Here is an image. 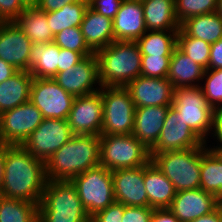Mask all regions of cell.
I'll return each mask as SVG.
<instances>
[{
    "label": "cell",
    "instance_id": "obj_1",
    "mask_svg": "<svg viewBox=\"0 0 222 222\" xmlns=\"http://www.w3.org/2000/svg\"><path fill=\"white\" fill-rule=\"evenodd\" d=\"M46 181L43 160L34 157L22 145H5L0 196L39 205Z\"/></svg>",
    "mask_w": 222,
    "mask_h": 222
},
{
    "label": "cell",
    "instance_id": "obj_2",
    "mask_svg": "<svg viewBox=\"0 0 222 222\" xmlns=\"http://www.w3.org/2000/svg\"><path fill=\"white\" fill-rule=\"evenodd\" d=\"M100 165V135L73 137L45 162L47 180L72 181L88 169Z\"/></svg>",
    "mask_w": 222,
    "mask_h": 222
},
{
    "label": "cell",
    "instance_id": "obj_3",
    "mask_svg": "<svg viewBox=\"0 0 222 222\" xmlns=\"http://www.w3.org/2000/svg\"><path fill=\"white\" fill-rule=\"evenodd\" d=\"M95 55L101 86L125 87L141 75L142 54L135 41H114Z\"/></svg>",
    "mask_w": 222,
    "mask_h": 222
},
{
    "label": "cell",
    "instance_id": "obj_4",
    "mask_svg": "<svg viewBox=\"0 0 222 222\" xmlns=\"http://www.w3.org/2000/svg\"><path fill=\"white\" fill-rule=\"evenodd\" d=\"M90 218L71 181H46L38 222H90Z\"/></svg>",
    "mask_w": 222,
    "mask_h": 222
},
{
    "label": "cell",
    "instance_id": "obj_5",
    "mask_svg": "<svg viewBox=\"0 0 222 222\" xmlns=\"http://www.w3.org/2000/svg\"><path fill=\"white\" fill-rule=\"evenodd\" d=\"M150 155L176 192L200 188L201 147Z\"/></svg>",
    "mask_w": 222,
    "mask_h": 222
},
{
    "label": "cell",
    "instance_id": "obj_6",
    "mask_svg": "<svg viewBox=\"0 0 222 222\" xmlns=\"http://www.w3.org/2000/svg\"><path fill=\"white\" fill-rule=\"evenodd\" d=\"M150 161V150L132 134L100 135V165L108 170L135 168Z\"/></svg>",
    "mask_w": 222,
    "mask_h": 222
},
{
    "label": "cell",
    "instance_id": "obj_7",
    "mask_svg": "<svg viewBox=\"0 0 222 222\" xmlns=\"http://www.w3.org/2000/svg\"><path fill=\"white\" fill-rule=\"evenodd\" d=\"M172 106L185 123L206 143L213 131L214 108L201 86L175 88Z\"/></svg>",
    "mask_w": 222,
    "mask_h": 222
},
{
    "label": "cell",
    "instance_id": "obj_8",
    "mask_svg": "<svg viewBox=\"0 0 222 222\" xmlns=\"http://www.w3.org/2000/svg\"><path fill=\"white\" fill-rule=\"evenodd\" d=\"M103 124L101 135H128L134 128L135 105L125 87L101 86Z\"/></svg>",
    "mask_w": 222,
    "mask_h": 222
},
{
    "label": "cell",
    "instance_id": "obj_9",
    "mask_svg": "<svg viewBox=\"0 0 222 222\" xmlns=\"http://www.w3.org/2000/svg\"><path fill=\"white\" fill-rule=\"evenodd\" d=\"M87 214L92 217L115 202L111 170L98 165L71 181Z\"/></svg>",
    "mask_w": 222,
    "mask_h": 222
},
{
    "label": "cell",
    "instance_id": "obj_10",
    "mask_svg": "<svg viewBox=\"0 0 222 222\" xmlns=\"http://www.w3.org/2000/svg\"><path fill=\"white\" fill-rule=\"evenodd\" d=\"M74 99L53 78L34 77L29 101L41 111L43 118L66 120Z\"/></svg>",
    "mask_w": 222,
    "mask_h": 222
},
{
    "label": "cell",
    "instance_id": "obj_11",
    "mask_svg": "<svg viewBox=\"0 0 222 222\" xmlns=\"http://www.w3.org/2000/svg\"><path fill=\"white\" fill-rule=\"evenodd\" d=\"M41 111L30 101L0 115V140L4 145H22L42 123Z\"/></svg>",
    "mask_w": 222,
    "mask_h": 222
},
{
    "label": "cell",
    "instance_id": "obj_12",
    "mask_svg": "<svg viewBox=\"0 0 222 222\" xmlns=\"http://www.w3.org/2000/svg\"><path fill=\"white\" fill-rule=\"evenodd\" d=\"M73 135L66 120L44 118L22 146L34 157L46 162Z\"/></svg>",
    "mask_w": 222,
    "mask_h": 222
},
{
    "label": "cell",
    "instance_id": "obj_13",
    "mask_svg": "<svg viewBox=\"0 0 222 222\" xmlns=\"http://www.w3.org/2000/svg\"><path fill=\"white\" fill-rule=\"evenodd\" d=\"M205 143L179 116V112L170 106L166 113L163 128L150 153L185 150L201 147Z\"/></svg>",
    "mask_w": 222,
    "mask_h": 222
},
{
    "label": "cell",
    "instance_id": "obj_14",
    "mask_svg": "<svg viewBox=\"0 0 222 222\" xmlns=\"http://www.w3.org/2000/svg\"><path fill=\"white\" fill-rule=\"evenodd\" d=\"M66 121L74 135H101L103 124L101 91L75 97Z\"/></svg>",
    "mask_w": 222,
    "mask_h": 222
},
{
    "label": "cell",
    "instance_id": "obj_15",
    "mask_svg": "<svg viewBox=\"0 0 222 222\" xmlns=\"http://www.w3.org/2000/svg\"><path fill=\"white\" fill-rule=\"evenodd\" d=\"M53 79L59 86L74 97L98 92L101 89V84L99 81L98 61L95 53L86 56L82 61L66 71L58 72ZM95 84H98L100 88H94V86H96Z\"/></svg>",
    "mask_w": 222,
    "mask_h": 222
},
{
    "label": "cell",
    "instance_id": "obj_16",
    "mask_svg": "<svg viewBox=\"0 0 222 222\" xmlns=\"http://www.w3.org/2000/svg\"><path fill=\"white\" fill-rule=\"evenodd\" d=\"M125 88L131 95L135 108L145 106H172L173 84L167 78H152L140 75Z\"/></svg>",
    "mask_w": 222,
    "mask_h": 222
},
{
    "label": "cell",
    "instance_id": "obj_17",
    "mask_svg": "<svg viewBox=\"0 0 222 222\" xmlns=\"http://www.w3.org/2000/svg\"><path fill=\"white\" fill-rule=\"evenodd\" d=\"M33 42L18 24L0 22V59L18 71H29V58Z\"/></svg>",
    "mask_w": 222,
    "mask_h": 222
},
{
    "label": "cell",
    "instance_id": "obj_18",
    "mask_svg": "<svg viewBox=\"0 0 222 222\" xmlns=\"http://www.w3.org/2000/svg\"><path fill=\"white\" fill-rule=\"evenodd\" d=\"M115 202L125 206L149 207L144 184V165L111 171Z\"/></svg>",
    "mask_w": 222,
    "mask_h": 222
},
{
    "label": "cell",
    "instance_id": "obj_19",
    "mask_svg": "<svg viewBox=\"0 0 222 222\" xmlns=\"http://www.w3.org/2000/svg\"><path fill=\"white\" fill-rule=\"evenodd\" d=\"M222 201L201 188L176 192L168 208L180 222H190L216 210Z\"/></svg>",
    "mask_w": 222,
    "mask_h": 222
},
{
    "label": "cell",
    "instance_id": "obj_20",
    "mask_svg": "<svg viewBox=\"0 0 222 222\" xmlns=\"http://www.w3.org/2000/svg\"><path fill=\"white\" fill-rule=\"evenodd\" d=\"M112 22L115 41H136L147 32L141 1L123 0Z\"/></svg>",
    "mask_w": 222,
    "mask_h": 222
},
{
    "label": "cell",
    "instance_id": "obj_21",
    "mask_svg": "<svg viewBox=\"0 0 222 222\" xmlns=\"http://www.w3.org/2000/svg\"><path fill=\"white\" fill-rule=\"evenodd\" d=\"M170 106H145L135 108L132 135L149 150L156 144Z\"/></svg>",
    "mask_w": 222,
    "mask_h": 222
},
{
    "label": "cell",
    "instance_id": "obj_22",
    "mask_svg": "<svg viewBox=\"0 0 222 222\" xmlns=\"http://www.w3.org/2000/svg\"><path fill=\"white\" fill-rule=\"evenodd\" d=\"M144 184L150 208L164 209L170 207L176 196V189L152 161L144 165Z\"/></svg>",
    "mask_w": 222,
    "mask_h": 222
},
{
    "label": "cell",
    "instance_id": "obj_23",
    "mask_svg": "<svg viewBox=\"0 0 222 222\" xmlns=\"http://www.w3.org/2000/svg\"><path fill=\"white\" fill-rule=\"evenodd\" d=\"M88 47L95 53L114 42L112 19L87 8L80 25Z\"/></svg>",
    "mask_w": 222,
    "mask_h": 222
},
{
    "label": "cell",
    "instance_id": "obj_24",
    "mask_svg": "<svg viewBox=\"0 0 222 222\" xmlns=\"http://www.w3.org/2000/svg\"><path fill=\"white\" fill-rule=\"evenodd\" d=\"M144 22L147 31H179L175 0H143Z\"/></svg>",
    "mask_w": 222,
    "mask_h": 222
},
{
    "label": "cell",
    "instance_id": "obj_25",
    "mask_svg": "<svg viewBox=\"0 0 222 222\" xmlns=\"http://www.w3.org/2000/svg\"><path fill=\"white\" fill-rule=\"evenodd\" d=\"M200 188L222 201V154L206 144L201 146Z\"/></svg>",
    "mask_w": 222,
    "mask_h": 222
},
{
    "label": "cell",
    "instance_id": "obj_26",
    "mask_svg": "<svg viewBox=\"0 0 222 222\" xmlns=\"http://www.w3.org/2000/svg\"><path fill=\"white\" fill-rule=\"evenodd\" d=\"M33 79L29 71H18L11 78L0 83V115L29 102Z\"/></svg>",
    "mask_w": 222,
    "mask_h": 222
},
{
    "label": "cell",
    "instance_id": "obj_27",
    "mask_svg": "<svg viewBox=\"0 0 222 222\" xmlns=\"http://www.w3.org/2000/svg\"><path fill=\"white\" fill-rule=\"evenodd\" d=\"M204 72L202 66L186 56L178 47L174 49L167 75L174 88L199 86V80H202Z\"/></svg>",
    "mask_w": 222,
    "mask_h": 222
},
{
    "label": "cell",
    "instance_id": "obj_28",
    "mask_svg": "<svg viewBox=\"0 0 222 222\" xmlns=\"http://www.w3.org/2000/svg\"><path fill=\"white\" fill-rule=\"evenodd\" d=\"M59 47L54 43L32 44L29 72L35 78H53L58 73Z\"/></svg>",
    "mask_w": 222,
    "mask_h": 222
},
{
    "label": "cell",
    "instance_id": "obj_29",
    "mask_svg": "<svg viewBox=\"0 0 222 222\" xmlns=\"http://www.w3.org/2000/svg\"><path fill=\"white\" fill-rule=\"evenodd\" d=\"M14 22L34 44L52 43L54 40L48 26L47 12L37 7H26Z\"/></svg>",
    "mask_w": 222,
    "mask_h": 222
},
{
    "label": "cell",
    "instance_id": "obj_30",
    "mask_svg": "<svg viewBox=\"0 0 222 222\" xmlns=\"http://www.w3.org/2000/svg\"><path fill=\"white\" fill-rule=\"evenodd\" d=\"M180 28L189 37L212 44L222 38V17L217 12L197 15L185 20Z\"/></svg>",
    "mask_w": 222,
    "mask_h": 222
},
{
    "label": "cell",
    "instance_id": "obj_31",
    "mask_svg": "<svg viewBox=\"0 0 222 222\" xmlns=\"http://www.w3.org/2000/svg\"><path fill=\"white\" fill-rule=\"evenodd\" d=\"M178 31H147L137 39L140 53L151 56H172L177 47Z\"/></svg>",
    "mask_w": 222,
    "mask_h": 222
},
{
    "label": "cell",
    "instance_id": "obj_32",
    "mask_svg": "<svg viewBox=\"0 0 222 222\" xmlns=\"http://www.w3.org/2000/svg\"><path fill=\"white\" fill-rule=\"evenodd\" d=\"M88 8V0L66 4L61 9L47 12V21L50 30L55 36L66 28L80 27L85 11Z\"/></svg>",
    "mask_w": 222,
    "mask_h": 222
},
{
    "label": "cell",
    "instance_id": "obj_33",
    "mask_svg": "<svg viewBox=\"0 0 222 222\" xmlns=\"http://www.w3.org/2000/svg\"><path fill=\"white\" fill-rule=\"evenodd\" d=\"M0 222H38V204L0 196Z\"/></svg>",
    "mask_w": 222,
    "mask_h": 222
},
{
    "label": "cell",
    "instance_id": "obj_34",
    "mask_svg": "<svg viewBox=\"0 0 222 222\" xmlns=\"http://www.w3.org/2000/svg\"><path fill=\"white\" fill-rule=\"evenodd\" d=\"M177 47L205 70L209 69L211 44L194 37H189L180 28L177 34Z\"/></svg>",
    "mask_w": 222,
    "mask_h": 222
},
{
    "label": "cell",
    "instance_id": "obj_35",
    "mask_svg": "<svg viewBox=\"0 0 222 222\" xmlns=\"http://www.w3.org/2000/svg\"><path fill=\"white\" fill-rule=\"evenodd\" d=\"M218 0H175V13L181 25L185 20L197 15L216 12Z\"/></svg>",
    "mask_w": 222,
    "mask_h": 222
},
{
    "label": "cell",
    "instance_id": "obj_36",
    "mask_svg": "<svg viewBox=\"0 0 222 222\" xmlns=\"http://www.w3.org/2000/svg\"><path fill=\"white\" fill-rule=\"evenodd\" d=\"M53 42L60 48L79 53H94L85 42L80 27H71L62 30L54 36Z\"/></svg>",
    "mask_w": 222,
    "mask_h": 222
},
{
    "label": "cell",
    "instance_id": "obj_37",
    "mask_svg": "<svg viewBox=\"0 0 222 222\" xmlns=\"http://www.w3.org/2000/svg\"><path fill=\"white\" fill-rule=\"evenodd\" d=\"M207 77V78H206ZM201 90L213 108L222 106V69H206Z\"/></svg>",
    "mask_w": 222,
    "mask_h": 222
},
{
    "label": "cell",
    "instance_id": "obj_38",
    "mask_svg": "<svg viewBox=\"0 0 222 222\" xmlns=\"http://www.w3.org/2000/svg\"><path fill=\"white\" fill-rule=\"evenodd\" d=\"M171 56L142 55L141 75L152 78H167Z\"/></svg>",
    "mask_w": 222,
    "mask_h": 222
},
{
    "label": "cell",
    "instance_id": "obj_39",
    "mask_svg": "<svg viewBox=\"0 0 222 222\" xmlns=\"http://www.w3.org/2000/svg\"><path fill=\"white\" fill-rule=\"evenodd\" d=\"M124 205L114 202L106 209L98 211L90 218V222H122Z\"/></svg>",
    "mask_w": 222,
    "mask_h": 222
},
{
    "label": "cell",
    "instance_id": "obj_40",
    "mask_svg": "<svg viewBox=\"0 0 222 222\" xmlns=\"http://www.w3.org/2000/svg\"><path fill=\"white\" fill-rule=\"evenodd\" d=\"M26 9L20 0H0V22H13Z\"/></svg>",
    "mask_w": 222,
    "mask_h": 222
},
{
    "label": "cell",
    "instance_id": "obj_41",
    "mask_svg": "<svg viewBox=\"0 0 222 222\" xmlns=\"http://www.w3.org/2000/svg\"><path fill=\"white\" fill-rule=\"evenodd\" d=\"M123 0H88V7L113 20Z\"/></svg>",
    "mask_w": 222,
    "mask_h": 222
},
{
    "label": "cell",
    "instance_id": "obj_42",
    "mask_svg": "<svg viewBox=\"0 0 222 222\" xmlns=\"http://www.w3.org/2000/svg\"><path fill=\"white\" fill-rule=\"evenodd\" d=\"M154 209L150 207H133L124 205L122 222H151Z\"/></svg>",
    "mask_w": 222,
    "mask_h": 222
},
{
    "label": "cell",
    "instance_id": "obj_43",
    "mask_svg": "<svg viewBox=\"0 0 222 222\" xmlns=\"http://www.w3.org/2000/svg\"><path fill=\"white\" fill-rule=\"evenodd\" d=\"M94 53H79L73 50H68L59 47V65L58 72L66 71L75 64L82 61L86 56Z\"/></svg>",
    "mask_w": 222,
    "mask_h": 222
},
{
    "label": "cell",
    "instance_id": "obj_44",
    "mask_svg": "<svg viewBox=\"0 0 222 222\" xmlns=\"http://www.w3.org/2000/svg\"><path fill=\"white\" fill-rule=\"evenodd\" d=\"M209 69H222V38L211 44Z\"/></svg>",
    "mask_w": 222,
    "mask_h": 222
},
{
    "label": "cell",
    "instance_id": "obj_45",
    "mask_svg": "<svg viewBox=\"0 0 222 222\" xmlns=\"http://www.w3.org/2000/svg\"><path fill=\"white\" fill-rule=\"evenodd\" d=\"M81 0H38L36 7L44 12H53L61 9L66 4L76 3Z\"/></svg>",
    "mask_w": 222,
    "mask_h": 222
},
{
    "label": "cell",
    "instance_id": "obj_46",
    "mask_svg": "<svg viewBox=\"0 0 222 222\" xmlns=\"http://www.w3.org/2000/svg\"><path fill=\"white\" fill-rule=\"evenodd\" d=\"M151 222H180L168 209H154Z\"/></svg>",
    "mask_w": 222,
    "mask_h": 222
},
{
    "label": "cell",
    "instance_id": "obj_47",
    "mask_svg": "<svg viewBox=\"0 0 222 222\" xmlns=\"http://www.w3.org/2000/svg\"><path fill=\"white\" fill-rule=\"evenodd\" d=\"M214 139L222 145V106L214 108L213 133ZM216 137V138H215Z\"/></svg>",
    "mask_w": 222,
    "mask_h": 222
},
{
    "label": "cell",
    "instance_id": "obj_48",
    "mask_svg": "<svg viewBox=\"0 0 222 222\" xmlns=\"http://www.w3.org/2000/svg\"><path fill=\"white\" fill-rule=\"evenodd\" d=\"M18 70L11 64L0 59V83L11 78Z\"/></svg>",
    "mask_w": 222,
    "mask_h": 222
},
{
    "label": "cell",
    "instance_id": "obj_49",
    "mask_svg": "<svg viewBox=\"0 0 222 222\" xmlns=\"http://www.w3.org/2000/svg\"><path fill=\"white\" fill-rule=\"evenodd\" d=\"M190 222H222V204L210 214L201 216Z\"/></svg>",
    "mask_w": 222,
    "mask_h": 222
},
{
    "label": "cell",
    "instance_id": "obj_50",
    "mask_svg": "<svg viewBox=\"0 0 222 222\" xmlns=\"http://www.w3.org/2000/svg\"><path fill=\"white\" fill-rule=\"evenodd\" d=\"M4 156H5V145H0V186L3 179V165H4Z\"/></svg>",
    "mask_w": 222,
    "mask_h": 222
},
{
    "label": "cell",
    "instance_id": "obj_51",
    "mask_svg": "<svg viewBox=\"0 0 222 222\" xmlns=\"http://www.w3.org/2000/svg\"><path fill=\"white\" fill-rule=\"evenodd\" d=\"M25 7H36L38 0H20Z\"/></svg>",
    "mask_w": 222,
    "mask_h": 222
},
{
    "label": "cell",
    "instance_id": "obj_52",
    "mask_svg": "<svg viewBox=\"0 0 222 222\" xmlns=\"http://www.w3.org/2000/svg\"><path fill=\"white\" fill-rule=\"evenodd\" d=\"M216 12L222 17V0H218Z\"/></svg>",
    "mask_w": 222,
    "mask_h": 222
},
{
    "label": "cell",
    "instance_id": "obj_53",
    "mask_svg": "<svg viewBox=\"0 0 222 222\" xmlns=\"http://www.w3.org/2000/svg\"><path fill=\"white\" fill-rule=\"evenodd\" d=\"M218 146H219V147H218ZM214 148H217V149L221 152V154H222V145L214 146Z\"/></svg>",
    "mask_w": 222,
    "mask_h": 222
}]
</instances>
